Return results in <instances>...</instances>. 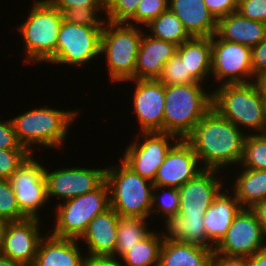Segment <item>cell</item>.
Instances as JSON below:
<instances>
[{"label":"cell","mask_w":266,"mask_h":266,"mask_svg":"<svg viewBox=\"0 0 266 266\" xmlns=\"http://www.w3.org/2000/svg\"><path fill=\"white\" fill-rule=\"evenodd\" d=\"M175 43L160 40L143 32L139 45L135 79L157 80L164 65L177 53Z\"/></svg>","instance_id":"20"},{"label":"cell","mask_w":266,"mask_h":266,"mask_svg":"<svg viewBox=\"0 0 266 266\" xmlns=\"http://www.w3.org/2000/svg\"><path fill=\"white\" fill-rule=\"evenodd\" d=\"M153 230L120 258L123 266H159L163 238Z\"/></svg>","instance_id":"30"},{"label":"cell","mask_w":266,"mask_h":266,"mask_svg":"<svg viewBox=\"0 0 266 266\" xmlns=\"http://www.w3.org/2000/svg\"><path fill=\"white\" fill-rule=\"evenodd\" d=\"M30 154L27 149H0V179H9Z\"/></svg>","instance_id":"39"},{"label":"cell","mask_w":266,"mask_h":266,"mask_svg":"<svg viewBox=\"0 0 266 266\" xmlns=\"http://www.w3.org/2000/svg\"><path fill=\"white\" fill-rule=\"evenodd\" d=\"M142 28V29H141ZM143 27L126 23L105 22L101 34L100 54H105L111 82L135 79V67Z\"/></svg>","instance_id":"6"},{"label":"cell","mask_w":266,"mask_h":266,"mask_svg":"<svg viewBox=\"0 0 266 266\" xmlns=\"http://www.w3.org/2000/svg\"><path fill=\"white\" fill-rule=\"evenodd\" d=\"M212 92V108L222 117L249 134L266 133V99L255 82L217 86Z\"/></svg>","instance_id":"4"},{"label":"cell","mask_w":266,"mask_h":266,"mask_svg":"<svg viewBox=\"0 0 266 266\" xmlns=\"http://www.w3.org/2000/svg\"><path fill=\"white\" fill-rule=\"evenodd\" d=\"M118 219L119 214L110 207L88 223L86 231L78 239L85 242L88 260L110 258L115 253Z\"/></svg>","instance_id":"19"},{"label":"cell","mask_w":266,"mask_h":266,"mask_svg":"<svg viewBox=\"0 0 266 266\" xmlns=\"http://www.w3.org/2000/svg\"><path fill=\"white\" fill-rule=\"evenodd\" d=\"M0 149H26L19 142L11 119H0Z\"/></svg>","instance_id":"41"},{"label":"cell","mask_w":266,"mask_h":266,"mask_svg":"<svg viewBox=\"0 0 266 266\" xmlns=\"http://www.w3.org/2000/svg\"><path fill=\"white\" fill-rule=\"evenodd\" d=\"M169 9V0H141L135 15L126 23L132 26H147L152 20ZM141 24V25H140Z\"/></svg>","instance_id":"36"},{"label":"cell","mask_w":266,"mask_h":266,"mask_svg":"<svg viewBox=\"0 0 266 266\" xmlns=\"http://www.w3.org/2000/svg\"><path fill=\"white\" fill-rule=\"evenodd\" d=\"M216 20L237 10L239 0H204Z\"/></svg>","instance_id":"42"},{"label":"cell","mask_w":266,"mask_h":266,"mask_svg":"<svg viewBox=\"0 0 266 266\" xmlns=\"http://www.w3.org/2000/svg\"><path fill=\"white\" fill-rule=\"evenodd\" d=\"M204 215H172L164 220L165 230L161 231L163 240H178L201 247L215 249L208 240L203 224Z\"/></svg>","instance_id":"26"},{"label":"cell","mask_w":266,"mask_h":266,"mask_svg":"<svg viewBox=\"0 0 266 266\" xmlns=\"http://www.w3.org/2000/svg\"><path fill=\"white\" fill-rule=\"evenodd\" d=\"M6 221L0 218V247L2 243V238H3V232L6 226Z\"/></svg>","instance_id":"51"},{"label":"cell","mask_w":266,"mask_h":266,"mask_svg":"<svg viewBox=\"0 0 266 266\" xmlns=\"http://www.w3.org/2000/svg\"><path fill=\"white\" fill-rule=\"evenodd\" d=\"M229 189H225L227 191L222 189L219 192L204 215L203 224L207 238L214 246L226 235L235 215L242 208L235 195L228 191Z\"/></svg>","instance_id":"23"},{"label":"cell","mask_w":266,"mask_h":266,"mask_svg":"<svg viewBox=\"0 0 266 266\" xmlns=\"http://www.w3.org/2000/svg\"><path fill=\"white\" fill-rule=\"evenodd\" d=\"M133 140L125 148L122 161L142 178L154 182L157 169L179 138L166 132H139Z\"/></svg>","instance_id":"10"},{"label":"cell","mask_w":266,"mask_h":266,"mask_svg":"<svg viewBox=\"0 0 266 266\" xmlns=\"http://www.w3.org/2000/svg\"><path fill=\"white\" fill-rule=\"evenodd\" d=\"M249 266H266V247L249 257Z\"/></svg>","instance_id":"47"},{"label":"cell","mask_w":266,"mask_h":266,"mask_svg":"<svg viewBox=\"0 0 266 266\" xmlns=\"http://www.w3.org/2000/svg\"><path fill=\"white\" fill-rule=\"evenodd\" d=\"M55 8L106 7V0H47Z\"/></svg>","instance_id":"44"},{"label":"cell","mask_w":266,"mask_h":266,"mask_svg":"<svg viewBox=\"0 0 266 266\" xmlns=\"http://www.w3.org/2000/svg\"><path fill=\"white\" fill-rule=\"evenodd\" d=\"M79 111L77 108L61 110L45 105L29 109L10 119L19 142L30 153H34L36 145H39V150L41 146L62 149Z\"/></svg>","instance_id":"2"},{"label":"cell","mask_w":266,"mask_h":266,"mask_svg":"<svg viewBox=\"0 0 266 266\" xmlns=\"http://www.w3.org/2000/svg\"><path fill=\"white\" fill-rule=\"evenodd\" d=\"M30 153L8 179L20 211L27 218L40 219L42 206L48 205L44 165ZM36 159V160H35ZM39 211V212H38ZM39 215V216H38Z\"/></svg>","instance_id":"12"},{"label":"cell","mask_w":266,"mask_h":266,"mask_svg":"<svg viewBox=\"0 0 266 266\" xmlns=\"http://www.w3.org/2000/svg\"><path fill=\"white\" fill-rule=\"evenodd\" d=\"M248 132L222 117L212 108L194 127L186 140L203 169L221 170L239 166ZM234 164V165H233Z\"/></svg>","instance_id":"1"},{"label":"cell","mask_w":266,"mask_h":266,"mask_svg":"<svg viewBox=\"0 0 266 266\" xmlns=\"http://www.w3.org/2000/svg\"><path fill=\"white\" fill-rule=\"evenodd\" d=\"M199 82L205 84L211 75L212 37H191L177 47L176 53Z\"/></svg>","instance_id":"25"},{"label":"cell","mask_w":266,"mask_h":266,"mask_svg":"<svg viewBox=\"0 0 266 266\" xmlns=\"http://www.w3.org/2000/svg\"><path fill=\"white\" fill-rule=\"evenodd\" d=\"M252 70L256 77L266 70V37L256 46L251 48Z\"/></svg>","instance_id":"43"},{"label":"cell","mask_w":266,"mask_h":266,"mask_svg":"<svg viewBox=\"0 0 266 266\" xmlns=\"http://www.w3.org/2000/svg\"><path fill=\"white\" fill-rule=\"evenodd\" d=\"M146 219L147 218L119 216L116 248L115 253L110 257L111 259L118 260V258H121L130 248L137 245L152 231V229L149 230V222H147L148 220Z\"/></svg>","instance_id":"29"},{"label":"cell","mask_w":266,"mask_h":266,"mask_svg":"<svg viewBox=\"0 0 266 266\" xmlns=\"http://www.w3.org/2000/svg\"><path fill=\"white\" fill-rule=\"evenodd\" d=\"M203 83L165 86L163 132L186 139L212 109L213 92ZM210 91V92H208Z\"/></svg>","instance_id":"3"},{"label":"cell","mask_w":266,"mask_h":266,"mask_svg":"<svg viewBox=\"0 0 266 266\" xmlns=\"http://www.w3.org/2000/svg\"><path fill=\"white\" fill-rule=\"evenodd\" d=\"M240 167L266 170V133L247 134Z\"/></svg>","instance_id":"32"},{"label":"cell","mask_w":266,"mask_h":266,"mask_svg":"<svg viewBox=\"0 0 266 266\" xmlns=\"http://www.w3.org/2000/svg\"><path fill=\"white\" fill-rule=\"evenodd\" d=\"M27 19L18 25L24 45V62L49 63L56 54L62 13L47 0H35Z\"/></svg>","instance_id":"5"},{"label":"cell","mask_w":266,"mask_h":266,"mask_svg":"<svg viewBox=\"0 0 266 266\" xmlns=\"http://www.w3.org/2000/svg\"><path fill=\"white\" fill-rule=\"evenodd\" d=\"M215 34L221 40L252 48L266 37V23L248 19L235 11L217 20Z\"/></svg>","instance_id":"24"},{"label":"cell","mask_w":266,"mask_h":266,"mask_svg":"<svg viewBox=\"0 0 266 266\" xmlns=\"http://www.w3.org/2000/svg\"><path fill=\"white\" fill-rule=\"evenodd\" d=\"M157 80L164 86L201 83L191 73H187L185 61L177 54L164 65L162 73Z\"/></svg>","instance_id":"35"},{"label":"cell","mask_w":266,"mask_h":266,"mask_svg":"<svg viewBox=\"0 0 266 266\" xmlns=\"http://www.w3.org/2000/svg\"><path fill=\"white\" fill-rule=\"evenodd\" d=\"M78 239L59 238L49 232L40 241L33 266H87ZM80 246V247H79Z\"/></svg>","instance_id":"21"},{"label":"cell","mask_w":266,"mask_h":266,"mask_svg":"<svg viewBox=\"0 0 266 266\" xmlns=\"http://www.w3.org/2000/svg\"><path fill=\"white\" fill-rule=\"evenodd\" d=\"M211 266H249V257L223 255L214 251Z\"/></svg>","instance_id":"45"},{"label":"cell","mask_w":266,"mask_h":266,"mask_svg":"<svg viewBox=\"0 0 266 266\" xmlns=\"http://www.w3.org/2000/svg\"><path fill=\"white\" fill-rule=\"evenodd\" d=\"M141 0H106L107 22L127 23L134 15Z\"/></svg>","instance_id":"38"},{"label":"cell","mask_w":266,"mask_h":266,"mask_svg":"<svg viewBox=\"0 0 266 266\" xmlns=\"http://www.w3.org/2000/svg\"><path fill=\"white\" fill-rule=\"evenodd\" d=\"M144 28L145 31L148 30L149 35L175 43L178 46L191 38L180 19L170 9L160 14Z\"/></svg>","instance_id":"31"},{"label":"cell","mask_w":266,"mask_h":266,"mask_svg":"<svg viewBox=\"0 0 266 266\" xmlns=\"http://www.w3.org/2000/svg\"><path fill=\"white\" fill-rule=\"evenodd\" d=\"M265 241L261 225L253 212L250 208H241L214 251L223 255L250 257L266 247Z\"/></svg>","instance_id":"14"},{"label":"cell","mask_w":266,"mask_h":266,"mask_svg":"<svg viewBox=\"0 0 266 266\" xmlns=\"http://www.w3.org/2000/svg\"><path fill=\"white\" fill-rule=\"evenodd\" d=\"M213 252L178 240H163L159 266H211Z\"/></svg>","instance_id":"27"},{"label":"cell","mask_w":266,"mask_h":266,"mask_svg":"<svg viewBox=\"0 0 266 266\" xmlns=\"http://www.w3.org/2000/svg\"><path fill=\"white\" fill-rule=\"evenodd\" d=\"M211 75L219 86L254 82L251 47L221 40L214 34Z\"/></svg>","instance_id":"11"},{"label":"cell","mask_w":266,"mask_h":266,"mask_svg":"<svg viewBox=\"0 0 266 266\" xmlns=\"http://www.w3.org/2000/svg\"><path fill=\"white\" fill-rule=\"evenodd\" d=\"M41 219L25 218L7 222L0 254L6 256L20 266H33L41 239Z\"/></svg>","instance_id":"15"},{"label":"cell","mask_w":266,"mask_h":266,"mask_svg":"<svg viewBox=\"0 0 266 266\" xmlns=\"http://www.w3.org/2000/svg\"><path fill=\"white\" fill-rule=\"evenodd\" d=\"M0 218L6 222L27 218L19 209L9 180L0 179Z\"/></svg>","instance_id":"37"},{"label":"cell","mask_w":266,"mask_h":266,"mask_svg":"<svg viewBox=\"0 0 266 266\" xmlns=\"http://www.w3.org/2000/svg\"><path fill=\"white\" fill-rule=\"evenodd\" d=\"M203 170L191 144L186 139H179L157 169L153 184L179 188Z\"/></svg>","instance_id":"17"},{"label":"cell","mask_w":266,"mask_h":266,"mask_svg":"<svg viewBox=\"0 0 266 266\" xmlns=\"http://www.w3.org/2000/svg\"><path fill=\"white\" fill-rule=\"evenodd\" d=\"M120 161L119 165L106 167L110 207L122 217L150 218L153 182Z\"/></svg>","instance_id":"7"},{"label":"cell","mask_w":266,"mask_h":266,"mask_svg":"<svg viewBox=\"0 0 266 266\" xmlns=\"http://www.w3.org/2000/svg\"><path fill=\"white\" fill-rule=\"evenodd\" d=\"M103 28H94L63 20L51 64L83 66L100 55Z\"/></svg>","instance_id":"9"},{"label":"cell","mask_w":266,"mask_h":266,"mask_svg":"<svg viewBox=\"0 0 266 266\" xmlns=\"http://www.w3.org/2000/svg\"><path fill=\"white\" fill-rule=\"evenodd\" d=\"M0 266H20L14 260L0 254Z\"/></svg>","instance_id":"50"},{"label":"cell","mask_w":266,"mask_h":266,"mask_svg":"<svg viewBox=\"0 0 266 266\" xmlns=\"http://www.w3.org/2000/svg\"><path fill=\"white\" fill-rule=\"evenodd\" d=\"M87 266H123L120 260L111 258H95L88 260Z\"/></svg>","instance_id":"48"},{"label":"cell","mask_w":266,"mask_h":266,"mask_svg":"<svg viewBox=\"0 0 266 266\" xmlns=\"http://www.w3.org/2000/svg\"><path fill=\"white\" fill-rule=\"evenodd\" d=\"M250 210L260 223L264 236L266 238V199L253 204Z\"/></svg>","instance_id":"46"},{"label":"cell","mask_w":266,"mask_h":266,"mask_svg":"<svg viewBox=\"0 0 266 266\" xmlns=\"http://www.w3.org/2000/svg\"><path fill=\"white\" fill-rule=\"evenodd\" d=\"M232 182V192L242 208L266 199V170L242 168Z\"/></svg>","instance_id":"28"},{"label":"cell","mask_w":266,"mask_h":266,"mask_svg":"<svg viewBox=\"0 0 266 266\" xmlns=\"http://www.w3.org/2000/svg\"><path fill=\"white\" fill-rule=\"evenodd\" d=\"M129 82L135 87L132 112L136 114L139 132H163L165 86L158 80L132 79Z\"/></svg>","instance_id":"16"},{"label":"cell","mask_w":266,"mask_h":266,"mask_svg":"<svg viewBox=\"0 0 266 266\" xmlns=\"http://www.w3.org/2000/svg\"><path fill=\"white\" fill-rule=\"evenodd\" d=\"M254 82L259 88L261 95L266 99V70L258 74Z\"/></svg>","instance_id":"49"},{"label":"cell","mask_w":266,"mask_h":266,"mask_svg":"<svg viewBox=\"0 0 266 266\" xmlns=\"http://www.w3.org/2000/svg\"><path fill=\"white\" fill-rule=\"evenodd\" d=\"M55 222L49 233L59 238L79 239L88 223L110 208V191L105 181L92 192L56 204Z\"/></svg>","instance_id":"8"},{"label":"cell","mask_w":266,"mask_h":266,"mask_svg":"<svg viewBox=\"0 0 266 266\" xmlns=\"http://www.w3.org/2000/svg\"><path fill=\"white\" fill-rule=\"evenodd\" d=\"M218 172V170L204 169L195 178L178 188L180 194L179 215H205L214 198L222 189H225L224 182L217 177L221 174Z\"/></svg>","instance_id":"18"},{"label":"cell","mask_w":266,"mask_h":266,"mask_svg":"<svg viewBox=\"0 0 266 266\" xmlns=\"http://www.w3.org/2000/svg\"><path fill=\"white\" fill-rule=\"evenodd\" d=\"M45 165V180L48 202L59 198L61 202L89 193L106 181V168L66 167L48 170ZM61 200V201H60Z\"/></svg>","instance_id":"13"},{"label":"cell","mask_w":266,"mask_h":266,"mask_svg":"<svg viewBox=\"0 0 266 266\" xmlns=\"http://www.w3.org/2000/svg\"><path fill=\"white\" fill-rule=\"evenodd\" d=\"M63 16V20L85 25L94 28H103L106 18L99 13L105 14L106 7H77V8H57ZM103 17V18H102Z\"/></svg>","instance_id":"34"},{"label":"cell","mask_w":266,"mask_h":266,"mask_svg":"<svg viewBox=\"0 0 266 266\" xmlns=\"http://www.w3.org/2000/svg\"><path fill=\"white\" fill-rule=\"evenodd\" d=\"M169 9L180 19L190 37H212L217 20L204 0H169Z\"/></svg>","instance_id":"22"},{"label":"cell","mask_w":266,"mask_h":266,"mask_svg":"<svg viewBox=\"0 0 266 266\" xmlns=\"http://www.w3.org/2000/svg\"><path fill=\"white\" fill-rule=\"evenodd\" d=\"M179 208L180 194L178 188L154 186L152 191L151 217H155V215H160L161 213L162 220H165L172 215L178 214Z\"/></svg>","instance_id":"33"},{"label":"cell","mask_w":266,"mask_h":266,"mask_svg":"<svg viewBox=\"0 0 266 266\" xmlns=\"http://www.w3.org/2000/svg\"><path fill=\"white\" fill-rule=\"evenodd\" d=\"M236 11L248 19L266 23V0H239Z\"/></svg>","instance_id":"40"}]
</instances>
